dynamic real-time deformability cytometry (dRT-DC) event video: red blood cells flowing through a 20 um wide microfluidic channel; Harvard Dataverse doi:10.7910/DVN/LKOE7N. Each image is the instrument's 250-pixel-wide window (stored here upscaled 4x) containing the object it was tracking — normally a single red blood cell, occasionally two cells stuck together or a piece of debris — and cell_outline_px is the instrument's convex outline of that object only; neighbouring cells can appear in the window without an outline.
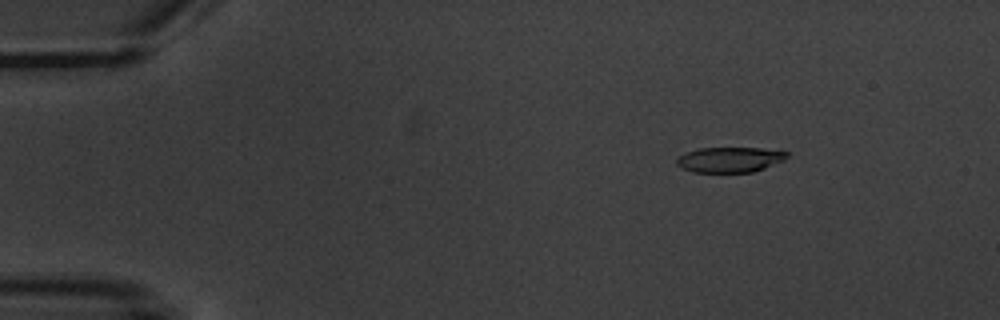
{"species": "common noctule bat (a hibernating species)", "species_latin": "Nyctalus noctula", "temperature_condition": "warm", "stored_images_in_passage": 6, "camera_frame_rate_fps": 3000, "um_per_image_px": 0.085, "animal": {"sex": "male", "body_mass_g": 20.1, "forearm_length_mm": 53.5}, "frame": {"image": 1, "passage_image": 3, "time_ms": 2.333, "image_size_px": [1000, 320], "cell_outline_px": [[788, 156], [784, 160], [764, 168], [752, 172], [692, 172], [676, 164], [676, 160], [680, 156], [688, 152], [700, 148], [760, 148], [788, 152]], "centroid_in_image_um": [62.04, 13.57], "position_along_channel_um": 23.0, "area_um2": 16.01}}
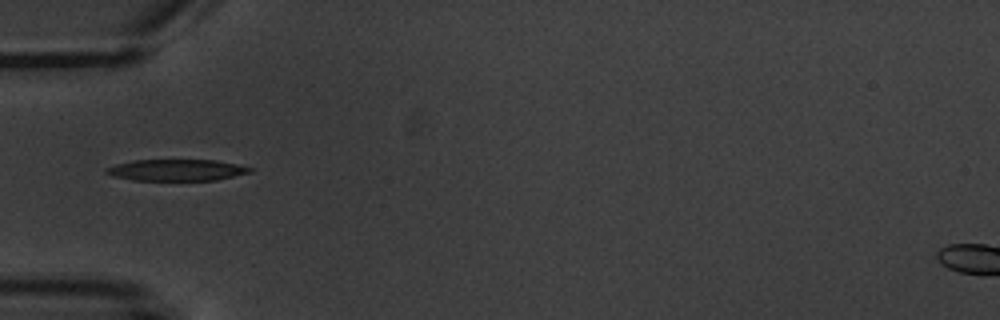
{"frame": {"image": 2, "passage_image": 6, "time_ms": 6.0, "image_size_px": [1000, 320], "cell_outline_px": [[252, 172], [216, 180], [132, 180], [112, 176], [104, 172], [104, 168], [116, 164], [132, 160], [216, 160], [236, 164], [252, 168]], "centroid_in_image_um": [14.96, 14.45], "position_along_channel_um": 70.0, "area_um2": 17.98}}